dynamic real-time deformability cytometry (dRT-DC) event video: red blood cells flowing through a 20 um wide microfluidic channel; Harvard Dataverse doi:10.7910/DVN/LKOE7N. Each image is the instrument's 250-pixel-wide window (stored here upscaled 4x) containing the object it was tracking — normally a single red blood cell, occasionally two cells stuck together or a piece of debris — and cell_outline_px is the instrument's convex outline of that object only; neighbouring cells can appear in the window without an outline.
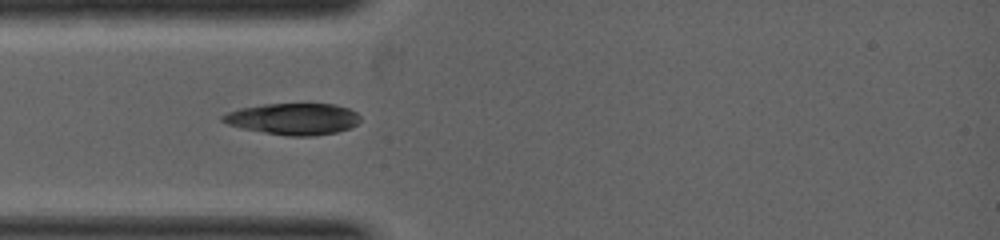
{"species": "common noctule bat (a hibernating species)", "species_latin": "Nyctalus noctula", "temperature_condition": "warm", "stored_images_in_passage": 3, "camera_frame_rate_fps": 5000, "um_per_image_px": 0.085, "animal": {"sex": "female", "body_mass_g": 19.0, "forearm_length_mm": 53.3}, "frame": {"image": 1, "passage_image": 2, "time_ms": 0.4, "image_size_px": [1000, 240], "cell_outline_px": [[360, 120], [356, 124], [348, 128], [336, 132], [312, 136], [288, 136], [264, 132], [244, 128], [228, 124], [220, 120], [220, 116], [228, 112], [240, 108], [264, 104], [336, 104], [348, 108], [356, 112], [360, 116]], "centroid_in_image_um": [24.93, 10.1], "position_along_channel_um": 60.1, "area_um2": 25.09}}
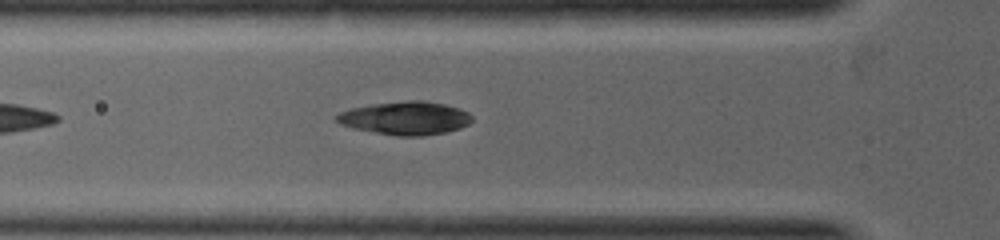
{"frame": {"image": 2, "passage_image": 3, "time_ms": 0.8, "image_size_px": [1000, 240], "cell_outline_px": [[472, 120], [468, 124], [460, 128], [444, 132], [424, 136], [396, 136], [352, 128], [340, 124], [336, 120], [336, 116], [340, 112], [352, 108], [372, 104], [408, 100], [424, 100], [444, 104], [460, 108], [468, 112], [472, 116]], "centroid_in_image_um": [34.47, 10.04], "position_along_channel_um": 91.3, "area_um2": 26.24}}